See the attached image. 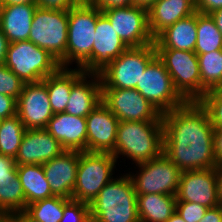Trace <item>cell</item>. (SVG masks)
Here are the masks:
<instances>
[{
  "mask_svg": "<svg viewBox=\"0 0 222 222\" xmlns=\"http://www.w3.org/2000/svg\"><path fill=\"white\" fill-rule=\"evenodd\" d=\"M16 222H39L30 217L25 211H18L13 213Z\"/></svg>",
  "mask_w": 222,
  "mask_h": 222,
  "instance_id": "45",
  "label": "cell"
},
{
  "mask_svg": "<svg viewBox=\"0 0 222 222\" xmlns=\"http://www.w3.org/2000/svg\"><path fill=\"white\" fill-rule=\"evenodd\" d=\"M120 39L129 47H142L154 43L148 25L147 7L130 5L102 10Z\"/></svg>",
  "mask_w": 222,
  "mask_h": 222,
  "instance_id": "12",
  "label": "cell"
},
{
  "mask_svg": "<svg viewBox=\"0 0 222 222\" xmlns=\"http://www.w3.org/2000/svg\"><path fill=\"white\" fill-rule=\"evenodd\" d=\"M215 175L217 179L218 198L220 203H222V165L215 167Z\"/></svg>",
  "mask_w": 222,
  "mask_h": 222,
  "instance_id": "44",
  "label": "cell"
},
{
  "mask_svg": "<svg viewBox=\"0 0 222 222\" xmlns=\"http://www.w3.org/2000/svg\"><path fill=\"white\" fill-rule=\"evenodd\" d=\"M133 4L132 0H96L93 6L98 7L102 11L113 7L130 6Z\"/></svg>",
  "mask_w": 222,
  "mask_h": 222,
  "instance_id": "40",
  "label": "cell"
},
{
  "mask_svg": "<svg viewBox=\"0 0 222 222\" xmlns=\"http://www.w3.org/2000/svg\"><path fill=\"white\" fill-rule=\"evenodd\" d=\"M138 174H130L137 195L165 194L176 195L181 170L163 153L152 160L136 164Z\"/></svg>",
  "mask_w": 222,
  "mask_h": 222,
  "instance_id": "11",
  "label": "cell"
},
{
  "mask_svg": "<svg viewBox=\"0 0 222 222\" xmlns=\"http://www.w3.org/2000/svg\"><path fill=\"white\" fill-rule=\"evenodd\" d=\"M88 78L92 80H86ZM102 102V87L99 74H84L71 88L65 113L87 117Z\"/></svg>",
  "mask_w": 222,
  "mask_h": 222,
  "instance_id": "23",
  "label": "cell"
},
{
  "mask_svg": "<svg viewBox=\"0 0 222 222\" xmlns=\"http://www.w3.org/2000/svg\"><path fill=\"white\" fill-rule=\"evenodd\" d=\"M0 222H16L13 213H2L0 212Z\"/></svg>",
  "mask_w": 222,
  "mask_h": 222,
  "instance_id": "48",
  "label": "cell"
},
{
  "mask_svg": "<svg viewBox=\"0 0 222 222\" xmlns=\"http://www.w3.org/2000/svg\"><path fill=\"white\" fill-rule=\"evenodd\" d=\"M207 209V207L194 202H176V212L185 222H199Z\"/></svg>",
  "mask_w": 222,
  "mask_h": 222,
  "instance_id": "36",
  "label": "cell"
},
{
  "mask_svg": "<svg viewBox=\"0 0 222 222\" xmlns=\"http://www.w3.org/2000/svg\"><path fill=\"white\" fill-rule=\"evenodd\" d=\"M215 50H222V33L210 14L197 12V41L194 52L204 54Z\"/></svg>",
  "mask_w": 222,
  "mask_h": 222,
  "instance_id": "30",
  "label": "cell"
},
{
  "mask_svg": "<svg viewBox=\"0 0 222 222\" xmlns=\"http://www.w3.org/2000/svg\"><path fill=\"white\" fill-rule=\"evenodd\" d=\"M166 222H185V221L177 212H175Z\"/></svg>",
  "mask_w": 222,
  "mask_h": 222,
  "instance_id": "51",
  "label": "cell"
},
{
  "mask_svg": "<svg viewBox=\"0 0 222 222\" xmlns=\"http://www.w3.org/2000/svg\"><path fill=\"white\" fill-rule=\"evenodd\" d=\"M175 195H137L139 222H166L176 212Z\"/></svg>",
  "mask_w": 222,
  "mask_h": 222,
  "instance_id": "27",
  "label": "cell"
},
{
  "mask_svg": "<svg viewBox=\"0 0 222 222\" xmlns=\"http://www.w3.org/2000/svg\"><path fill=\"white\" fill-rule=\"evenodd\" d=\"M119 119L101 102L86 117L87 151L112 153L117 139Z\"/></svg>",
  "mask_w": 222,
  "mask_h": 222,
  "instance_id": "17",
  "label": "cell"
},
{
  "mask_svg": "<svg viewBox=\"0 0 222 222\" xmlns=\"http://www.w3.org/2000/svg\"><path fill=\"white\" fill-rule=\"evenodd\" d=\"M25 131L26 128L17 114L1 120L0 155L15 158Z\"/></svg>",
  "mask_w": 222,
  "mask_h": 222,
  "instance_id": "31",
  "label": "cell"
},
{
  "mask_svg": "<svg viewBox=\"0 0 222 222\" xmlns=\"http://www.w3.org/2000/svg\"><path fill=\"white\" fill-rule=\"evenodd\" d=\"M17 173L27 205L54 196L42 165L22 164L17 166Z\"/></svg>",
  "mask_w": 222,
  "mask_h": 222,
  "instance_id": "28",
  "label": "cell"
},
{
  "mask_svg": "<svg viewBox=\"0 0 222 222\" xmlns=\"http://www.w3.org/2000/svg\"><path fill=\"white\" fill-rule=\"evenodd\" d=\"M90 222H139L130 174L110 180L89 204Z\"/></svg>",
  "mask_w": 222,
  "mask_h": 222,
  "instance_id": "2",
  "label": "cell"
},
{
  "mask_svg": "<svg viewBox=\"0 0 222 222\" xmlns=\"http://www.w3.org/2000/svg\"><path fill=\"white\" fill-rule=\"evenodd\" d=\"M161 114L183 106L186 101L175 90L163 62L156 56L146 67L136 88Z\"/></svg>",
  "mask_w": 222,
  "mask_h": 222,
  "instance_id": "10",
  "label": "cell"
},
{
  "mask_svg": "<svg viewBox=\"0 0 222 222\" xmlns=\"http://www.w3.org/2000/svg\"><path fill=\"white\" fill-rule=\"evenodd\" d=\"M26 207L16 160L13 157L0 155V212L25 211Z\"/></svg>",
  "mask_w": 222,
  "mask_h": 222,
  "instance_id": "21",
  "label": "cell"
},
{
  "mask_svg": "<svg viewBox=\"0 0 222 222\" xmlns=\"http://www.w3.org/2000/svg\"><path fill=\"white\" fill-rule=\"evenodd\" d=\"M24 82L16 76L11 69L5 66L4 63L0 64V93L13 97L16 100L19 98Z\"/></svg>",
  "mask_w": 222,
  "mask_h": 222,
  "instance_id": "34",
  "label": "cell"
},
{
  "mask_svg": "<svg viewBox=\"0 0 222 222\" xmlns=\"http://www.w3.org/2000/svg\"><path fill=\"white\" fill-rule=\"evenodd\" d=\"M37 4L0 6V28L9 43L27 41Z\"/></svg>",
  "mask_w": 222,
  "mask_h": 222,
  "instance_id": "24",
  "label": "cell"
},
{
  "mask_svg": "<svg viewBox=\"0 0 222 222\" xmlns=\"http://www.w3.org/2000/svg\"><path fill=\"white\" fill-rule=\"evenodd\" d=\"M175 198L177 202H194L207 208L220 205L215 168L182 171Z\"/></svg>",
  "mask_w": 222,
  "mask_h": 222,
  "instance_id": "15",
  "label": "cell"
},
{
  "mask_svg": "<svg viewBox=\"0 0 222 222\" xmlns=\"http://www.w3.org/2000/svg\"><path fill=\"white\" fill-rule=\"evenodd\" d=\"M60 222H90L89 204L71 200L64 207Z\"/></svg>",
  "mask_w": 222,
  "mask_h": 222,
  "instance_id": "35",
  "label": "cell"
},
{
  "mask_svg": "<svg viewBox=\"0 0 222 222\" xmlns=\"http://www.w3.org/2000/svg\"><path fill=\"white\" fill-rule=\"evenodd\" d=\"M148 25L155 39L167 27L196 12L195 0H156L148 8Z\"/></svg>",
  "mask_w": 222,
  "mask_h": 222,
  "instance_id": "22",
  "label": "cell"
},
{
  "mask_svg": "<svg viewBox=\"0 0 222 222\" xmlns=\"http://www.w3.org/2000/svg\"><path fill=\"white\" fill-rule=\"evenodd\" d=\"M210 15L215 21L216 27L222 33V8L212 12Z\"/></svg>",
  "mask_w": 222,
  "mask_h": 222,
  "instance_id": "47",
  "label": "cell"
},
{
  "mask_svg": "<svg viewBox=\"0 0 222 222\" xmlns=\"http://www.w3.org/2000/svg\"><path fill=\"white\" fill-rule=\"evenodd\" d=\"M95 30L92 65L85 71L89 75L100 74L128 48L98 7Z\"/></svg>",
  "mask_w": 222,
  "mask_h": 222,
  "instance_id": "16",
  "label": "cell"
},
{
  "mask_svg": "<svg viewBox=\"0 0 222 222\" xmlns=\"http://www.w3.org/2000/svg\"><path fill=\"white\" fill-rule=\"evenodd\" d=\"M116 161L117 159L111 153L79 152L72 200L90 204L103 187L113 179L112 172L116 167Z\"/></svg>",
  "mask_w": 222,
  "mask_h": 222,
  "instance_id": "7",
  "label": "cell"
},
{
  "mask_svg": "<svg viewBox=\"0 0 222 222\" xmlns=\"http://www.w3.org/2000/svg\"><path fill=\"white\" fill-rule=\"evenodd\" d=\"M201 76V99L207 91L222 88V50L197 54Z\"/></svg>",
  "mask_w": 222,
  "mask_h": 222,
  "instance_id": "29",
  "label": "cell"
},
{
  "mask_svg": "<svg viewBox=\"0 0 222 222\" xmlns=\"http://www.w3.org/2000/svg\"><path fill=\"white\" fill-rule=\"evenodd\" d=\"M96 22V6L75 5L68 9L66 67L75 62L85 72L92 65Z\"/></svg>",
  "mask_w": 222,
  "mask_h": 222,
  "instance_id": "4",
  "label": "cell"
},
{
  "mask_svg": "<svg viewBox=\"0 0 222 222\" xmlns=\"http://www.w3.org/2000/svg\"><path fill=\"white\" fill-rule=\"evenodd\" d=\"M199 222H222L221 204L213 208H208Z\"/></svg>",
  "mask_w": 222,
  "mask_h": 222,
  "instance_id": "42",
  "label": "cell"
},
{
  "mask_svg": "<svg viewBox=\"0 0 222 222\" xmlns=\"http://www.w3.org/2000/svg\"><path fill=\"white\" fill-rule=\"evenodd\" d=\"M36 4V0H0V6Z\"/></svg>",
  "mask_w": 222,
  "mask_h": 222,
  "instance_id": "46",
  "label": "cell"
},
{
  "mask_svg": "<svg viewBox=\"0 0 222 222\" xmlns=\"http://www.w3.org/2000/svg\"><path fill=\"white\" fill-rule=\"evenodd\" d=\"M214 154L216 165H222V129H214Z\"/></svg>",
  "mask_w": 222,
  "mask_h": 222,
  "instance_id": "41",
  "label": "cell"
},
{
  "mask_svg": "<svg viewBox=\"0 0 222 222\" xmlns=\"http://www.w3.org/2000/svg\"><path fill=\"white\" fill-rule=\"evenodd\" d=\"M163 154L181 171L215 168L214 127L200 102L162 114Z\"/></svg>",
  "mask_w": 222,
  "mask_h": 222,
  "instance_id": "1",
  "label": "cell"
},
{
  "mask_svg": "<svg viewBox=\"0 0 222 222\" xmlns=\"http://www.w3.org/2000/svg\"><path fill=\"white\" fill-rule=\"evenodd\" d=\"M16 114L26 129H46L54 113L43 81L24 84L17 99Z\"/></svg>",
  "mask_w": 222,
  "mask_h": 222,
  "instance_id": "14",
  "label": "cell"
},
{
  "mask_svg": "<svg viewBox=\"0 0 222 222\" xmlns=\"http://www.w3.org/2000/svg\"><path fill=\"white\" fill-rule=\"evenodd\" d=\"M4 64L24 83L42 81L61 67L48 51L29 40L9 43Z\"/></svg>",
  "mask_w": 222,
  "mask_h": 222,
  "instance_id": "6",
  "label": "cell"
},
{
  "mask_svg": "<svg viewBox=\"0 0 222 222\" xmlns=\"http://www.w3.org/2000/svg\"><path fill=\"white\" fill-rule=\"evenodd\" d=\"M156 0H132V2L135 5H141L144 7H149L151 4H153Z\"/></svg>",
  "mask_w": 222,
  "mask_h": 222,
  "instance_id": "49",
  "label": "cell"
},
{
  "mask_svg": "<svg viewBox=\"0 0 222 222\" xmlns=\"http://www.w3.org/2000/svg\"><path fill=\"white\" fill-rule=\"evenodd\" d=\"M222 8V0H196L198 13L211 14Z\"/></svg>",
  "mask_w": 222,
  "mask_h": 222,
  "instance_id": "39",
  "label": "cell"
},
{
  "mask_svg": "<svg viewBox=\"0 0 222 222\" xmlns=\"http://www.w3.org/2000/svg\"><path fill=\"white\" fill-rule=\"evenodd\" d=\"M78 164L79 151L64 150L57 157L42 165L54 196L72 199Z\"/></svg>",
  "mask_w": 222,
  "mask_h": 222,
  "instance_id": "19",
  "label": "cell"
},
{
  "mask_svg": "<svg viewBox=\"0 0 222 222\" xmlns=\"http://www.w3.org/2000/svg\"><path fill=\"white\" fill-rule=\"evenodd\" d=\"M68 10L37 7L31 22L29 41L48 51L66 67Z\"/></svg>",
  "mask_w": 222,
  "mask_h": 222,
  "instance_id": "5",
  "label": "cell"
},
{
  "mask_svg": "<svg viewBox=\"0 0 222 222\" xmlns=\"http://www.w3.org/2000/svg\"><path fill=\"white\" fill-rule=\"evenodd\" d=\"M46 130L61 143L65 150L87 151L86 117L56 113L49 120Z\"/></svg>",
  "mask_w": 222,
  "mask_h": 222,
  "instance_id": "20",
  "label": "cell"
},
{
  "mask_svg": "<svg viewBox=\"0 0 222 222\" xmlns=\"http://www.w3.org/2000/svg\"><path fill=\"white\" fill-rule=\"evenodd\" d=\"M102 103L119 121H163L160 111L137 89L102 88Z\"/></svg>",
  "mask_w": 222,
  "mask_h": 222,
  "instance_id": "13",
  "label": "cell"
},
{
  "mask_svg": "<svg viewBox=\"0 0 222 222\" xmlns=\"http://www.w3.org/2000/svg\"><path fill=\"white\" fill-rule=\"evenodd\" d=\"M163 153V121H119L114 151L136 164L157 158Z\"/></svg>",
  "mask_w": 222,
  "mask_h": 222,
  "instance_id": "3",
  "label": "cell"
},
{
  "mask_svg": "<svg viewBox=\"0 0 222 222\" xmlns=\"http://www.w3.org/2000/svg\"><path fill=\"white\" fill-rule=\"evenodd\" d=\"M17 109V100L0 93V120L14 116Z\"/></svg>",
  "mask_w": 222,
  "mask_h": 222,
  "instance_id": "37",
  "label": "cell"
},
{
  "mask_svg": "<svg viewBox=\"0 0 222 222\" xmlns=\"http://www.w3.org/2000/svg\"><path fill=\"white\" fill-rule=\"evenodd\" d=\"M171 76L175 90L186 102L201 100V76L197 54L193 51L156 49Z\"/></svg>",
  "mask_w": 222,
  "mask_h": 222,
  "instance_id": "9",
  "label": "cell"
},
{
  "mask_svg": "<svg viewBox=\"0 0 222 222\" xmlns=\"http://www.w3.org/2000/svg\"><path fill=\"white\" fill-rule=\"evenodd\" d=\"M9 42L0 28V64L5 62Z\"/></svg>",
  "mask_w": 222,
  "mask_h": 222,
  "instance_id": "43",
  "label": "cell"
},
{
  "mask_svg": "<svg viewBox=\"0 0 222 222\" xmlns=\"http://www.w3.org/2000/svg\"><path fill=\"white\" fill-rule=\"evenodd\" d=\"M75 5H86L93 6L96 3V0H73Z\"/></svg>",
  "mask_w": 222,
  "mask_h": 222,
  "instance_id": "50",
  "label": "cell"
},
{
  "mask_svg": "<svg viewBox=\"0 0 222 222\" xmlns=\"http://www.w3.org/2000/svg\"><path fill=\"white\" fill-rule=\"evenodd\" d=\"M199 102L208 111L213 127L222 129V90L207 91Z\"/></svg>",
  "mask_w": 222,
  "mask_h": 222,
  "instance_id": "33",
  "label": "cell"
},
{
  "mask_svg": "<svg viewBox=\"0 0 222 222\" xmlns=\"http://www.w3.org/2000/svg\"><path fill=\"white\" fill-rule=\"evenodd\" d=\"M40 8L68 10L75 6L73 0H36Z\"/></svg>",
  "mask_w": 222,
  "mask_h": 222,
  "instance_id": "38",
  "label": "cell"
},
{
  "mask_svg": "<svg viewBox=\"0 0 222 222\" xmlns=\"http://www.w3.org/2000/svg\"><path fill=\"white\" fill-rule=\"evenodd\" d=\"M71 200L60 196H52L27 205L25 212L39 222H60L64 207Z\"/></svg>",
  "mask_w": 222,
  "mask_h": 222,
  "instance_id": "32",
  "label": "cell"
},
{
  "mask_svg": "<svg viewBox=\"0 0 222 222\" xmlns=\"http://www.w3.org/2000/svg\"><path fill=\"white\" fill-rule=\"evenodd\" d=\"M197 41V11L167 27L154 40L156 49L193 51Z\"/></svg>",
  "mask_w": 222,
  "mask_h": 222,
  "instance_id": "25",
  "label": "cell"
},
{
  "mask_svg": "<svg viewBox=\"0 0 222 222\" xmlns=\"http://www.w3.org/2000/svg\"><path fill=\"white\" fill-rule=\"evenodd\" d=\"M85 74L81 68L60 67L42 81L48 91L50 106L54 114L65 112L72 86Z\"/></svg>",
  "mask_w": 222,
  "mask_h": 222,
  "instance_id": "26",
  "label": "cell"
},
{
  "mask_svg": "<svg viewBox=\"0 0 222 222\" xmlns=\"http://www.w3.org/2000/svg\"><path fill=\"white\" fill-rule=\"evenodd\" d=\"M157 56L154 43L129 47L99 75L102 88L135 89L147 65Z\"/></svg>",
  "mask_w": 222,
  "mask_h": 222,
  "instance_id": "8",
  "label": "cell"
},
{
  "mask_svg": "<svg viewBox=\"0 0 222 222\" xmlns=\"http://www.w3.org/2000/svg\"><path fill=\"white\" fill-rule=\"evenodd\" d=\"M64 150L46 129H26L15 157L16 165H43Z\"/></svg>",
  "mask_w": 222,
  "mask_h": 222,
  "instance_id": "18",
  "label": "cell"
}]
</instances>
